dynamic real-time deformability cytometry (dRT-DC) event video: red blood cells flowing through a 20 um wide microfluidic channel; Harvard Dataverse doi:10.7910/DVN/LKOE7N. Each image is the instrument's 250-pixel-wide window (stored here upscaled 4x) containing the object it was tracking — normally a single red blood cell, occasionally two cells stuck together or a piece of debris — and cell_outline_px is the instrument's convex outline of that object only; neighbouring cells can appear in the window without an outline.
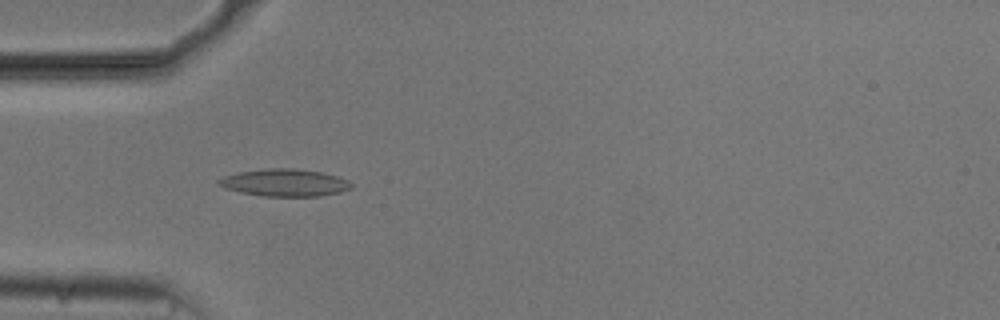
{"species": "common noctule bat (a hibernating species)", "species_latin": "Nyctalus noctula", "temperature_condition": "cold", "stored_images_in_passage": 33, "camera_frame_rate_fps": 3000, "um_per_image_px": 0.085, "animal": {"sex": "male", "body_mass_g": 20.5, "forearm_length_mm": 52.5}, "frame": {"image": 1, "passage_image": 7, "time_ms": 2.0, "image_size_px": [1000, 320], "cell_outline_px": [[352, 188], [340, 192], [320, 196], [264, 196], [240, 192], [224, 188], [216, 184], [216, 180], [224, 176], [240, 172], [268, 168], [292, 168], [320, 172], [336, 176], [348, 180], [352, 184]], "centroid_in_image_um": [24.17, 15.53], "position_along_channel_um": 60.8, "area_um2": 21.04}}
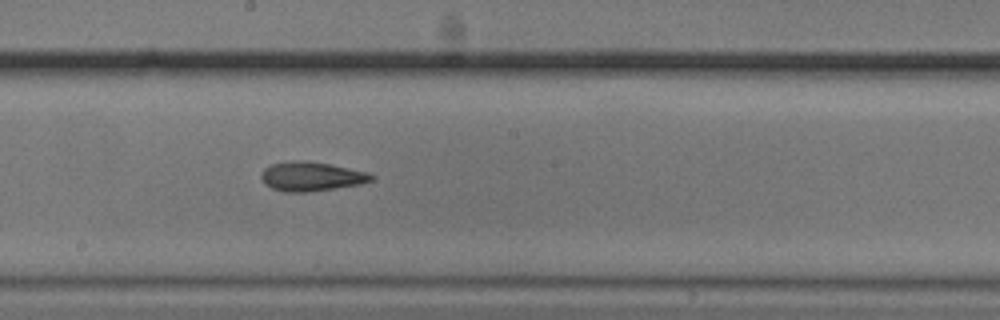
{"frame": {"image": 2, "passage_image": 20, "time_ms": 6.333, "image_size_px": [1000, 320], "cell_outline_px": [[376, 176], [372, 180], [360, 184], [308, 192], [284, 192], [272, 188], [264, 184], [260, 176], [264, 168], [272, 164], [304, 160], [328, 164], [368, 172]], "centroid_in_image_um": [26.45, 15.01], "position_along_channel_um": 221.7, "area_um2": 18.55}}
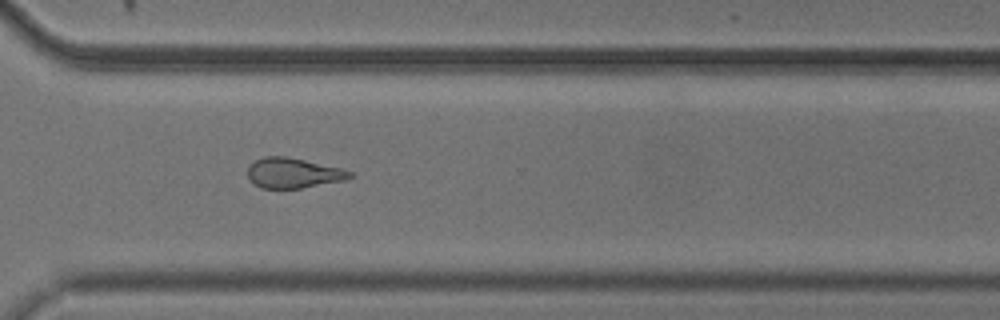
{"frame": {"image": 3, "passage_image": 30, "time_ms": 9.667, "image_size_px": [1000, 320], "cell_outline_px": [[352, 176], [344, 180], [300, 188], [260, 188], [252, 184], [248, 180], [248, 164], [264, 156], [284, 156], [304, 160], [340, 168], [352, 172]], "centroid_in_image_um": [24.85, 14.71], "position_along_channel_um": 345.8, "area_um2": 17.86}, "authors_computed_cell_mechanics": {"area_um2": 18.496, "velocity_mm_per_s": 3.7368, "shape_relaxation_time_tau1_ms": 3.7128, "shape_relaxation_time_tau2_ms": 3.6074, "deformation_change_tau1": 0.1235, "deformation_change_tau2": 0.1335}}